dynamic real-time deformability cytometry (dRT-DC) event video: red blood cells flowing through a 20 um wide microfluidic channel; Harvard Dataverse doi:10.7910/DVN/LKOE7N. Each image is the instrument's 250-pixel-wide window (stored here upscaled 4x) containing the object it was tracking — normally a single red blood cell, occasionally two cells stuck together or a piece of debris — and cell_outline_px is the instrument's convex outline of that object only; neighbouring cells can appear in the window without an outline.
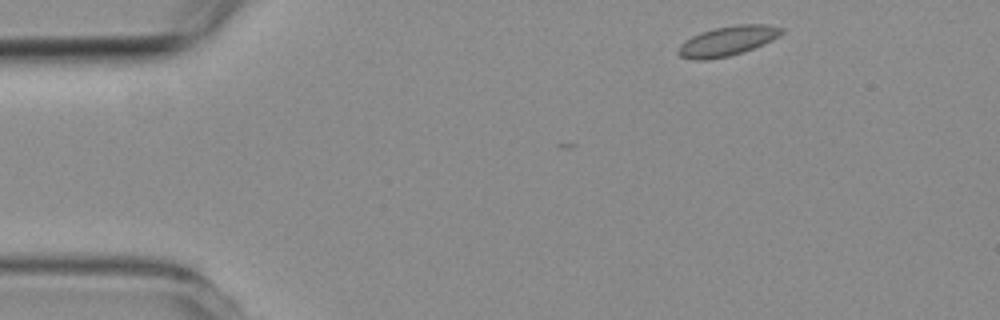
{"species": "common noctule bat (a hibernating species)", "species_latin": "Nyctalus noctula", "temperature_condition": "room temperature", "stored_images_in_passage": 4, "camera_frame_rate_fps": 3000, "um_per_image_px": 0.085, "animal": {"sex": "female", "body_mass_g": 19.3, "forearm_length_mm": 54.1}, "frame": {"image": 1, "passage_image": 1, "time_ms": 0.0, "image_size_px": [1000, 320], "cell_outline_px": [[784, 32], [780, 36], [772, 40], [752, 48], [728, 56], [704, 60], [696, 60], [680, 56], [676, 52], [680, 44], [684, 40], [700, 32], [716, 28], [736, 24], [768, 24], [784, 28]], "centroid_in_image_um": [61.83, 3.46], "position_along_channel_um": 23.2, "area_um2": 17.8}}